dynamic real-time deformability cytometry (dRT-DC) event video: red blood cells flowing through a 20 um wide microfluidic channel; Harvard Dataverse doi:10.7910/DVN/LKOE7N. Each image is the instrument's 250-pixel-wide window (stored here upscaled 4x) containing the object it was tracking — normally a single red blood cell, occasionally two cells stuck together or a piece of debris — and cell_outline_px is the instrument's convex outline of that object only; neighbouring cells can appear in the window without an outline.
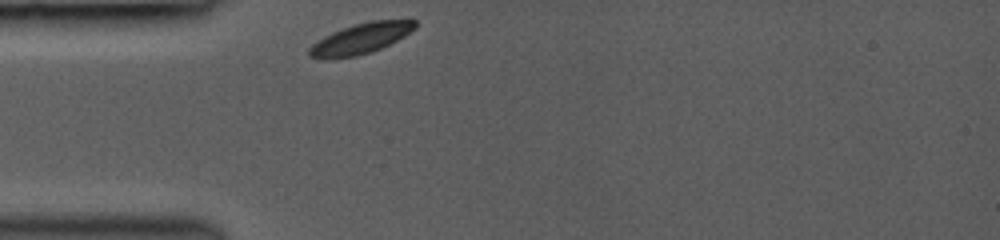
{"species": "common noctule bat (a hibernating species)", "species_latin": "Nyctalus noctula", "temperature_condition": "room temperature", "stored_images_in_passage": 6, "camera_frame_rate_fps": 3000, "um_per_image_px": 0.085, "animal": {"sex": "female", "body_mass_g": 19.0, "forearm_length_mm": 53.3}, "frame": {"image": 1, "passage_image": 1, "time_ms": 0.0, "image_size_px": [1000, 240], "cell_outline_px": [[416, 28], [404, 36], [380, 48], [356, 56], [332, 60], [308, 56], [308, 48], [312, 44], [324, 36], [332, 32], [356, 24], [372, 20], [416, 20]], "centroid_in_image_um": [30.62, 3.29], "position_along_channel_um": 54.4, "area_um2": 18.67}}
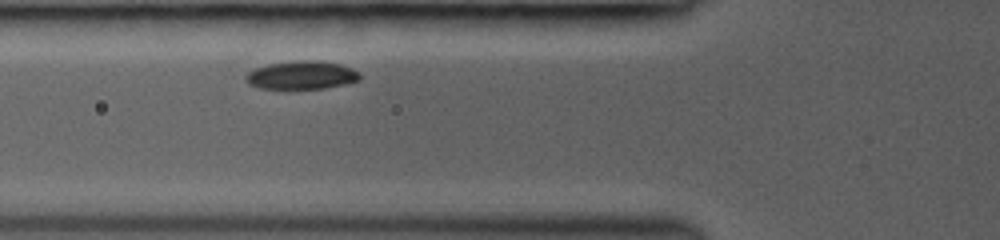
{"frame": {"image": 2, "passage_image": 4, "time_ms": 1.333, "image_size_px": [1000, 240], "cell_outline_px": [[360, 80], [344, 84], [324, 88], [284, 92], [260, 88], [248, 84], [244, 80], [244, 76], [248, 72], [256, 68], [268, 64], [296, 60], [316, 60], [340, 64], [352, 68], [360, 72]], "centroid_in_image_um": [25.58, 6.43], "position_along_channel_um": 100.2, "area_um2": 19.71}}
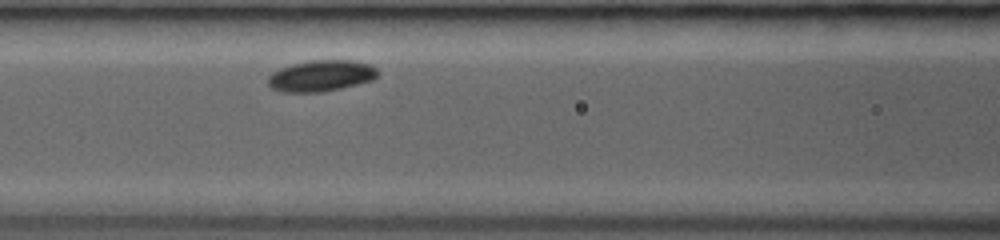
{"frame": {"image": 3, "passage_image": 6, "time_ms": 2.333, "image_size_px": [1000, 240], "cell_outline_px": [[380, 72], [372, 80], [324, 92], [280, 92], [272, 88], [268, 84], [268, 76], [272, 72], [280, 68], [292, 64], [312, 60], [352, 60], [372, 64]], "centroid_in_image_um": [27.29, 6.44], "position_along_channel_um": 139.3, "area_um2": 20.06}}